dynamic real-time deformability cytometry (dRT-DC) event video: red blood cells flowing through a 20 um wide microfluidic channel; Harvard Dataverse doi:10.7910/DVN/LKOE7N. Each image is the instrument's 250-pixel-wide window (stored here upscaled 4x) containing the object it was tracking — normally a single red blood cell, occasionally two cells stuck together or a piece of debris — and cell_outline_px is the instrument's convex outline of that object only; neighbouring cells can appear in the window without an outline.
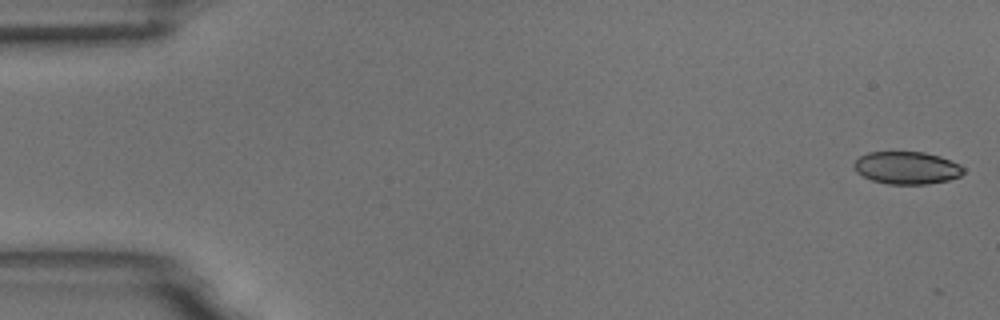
{"species": "common noctule bat (a hibernating species)", "species_latin": "Nyctalus noctula", "temperature_condition": "room temperature", "stored_images_in_passage": 7, "camera_frame_rate_fps": 3000, "um_per_image_px": 0.085, "animal": {"sex": "male", "body_mass_g": 18.8}, "frame": {"image": 1, "passage_image": 1, "time_ms": 0.0, "image_size_px": [1000, 320], "cell_outline_px": [[964, 172], [960, 176], [948, 180], [928, 184], [888, 184], [872, 180], [856, 172], [852, 164], [860, 156], [868, 152], [924, 152], [940, 156], [960, 164], [964, 168]], "centroid_in_image_um": [77.08, 14.26], "position_along_channel_um": 7.9, "area_um2": 20.81}}